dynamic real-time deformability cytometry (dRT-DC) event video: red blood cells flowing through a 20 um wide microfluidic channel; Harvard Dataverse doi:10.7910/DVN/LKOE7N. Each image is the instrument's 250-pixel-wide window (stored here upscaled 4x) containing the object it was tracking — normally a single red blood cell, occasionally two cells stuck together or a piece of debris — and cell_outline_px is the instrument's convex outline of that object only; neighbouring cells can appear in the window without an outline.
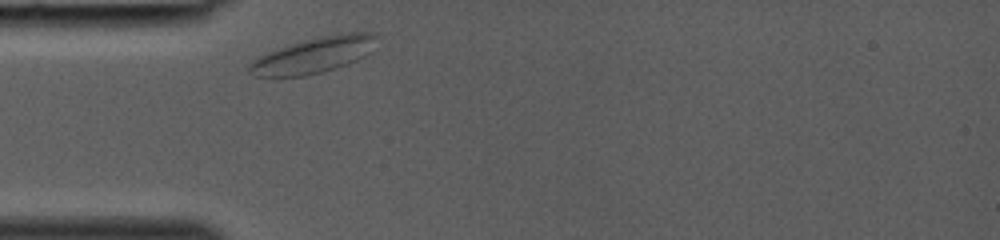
{"species": "common noctule bat (a hibernating species)", "species_latin": "Nyctalus noctula", "temperature_condition": "room temperature", "stored_images_in_passage": 24, "camera_frame_rate_fps": 3000, "um_per_image_px": 0.085, "animal": {"sex": "female", "body_mass_g": 19.0, "forearm_length_mm": 53.3}, "frame": {"image": 1, "passage_image": 1, "time_ms": 0.0, "image_size_px": [1000, 240], "cell_outline_px": [[376, 36], [368, 52], [364, 56], [356, 60], [336, 68], [304, 76], [272, 80], [256, 76], [248, 72], [248, 68], [260, 56], [268, 52], [304, 40], [320, 36], [348, 32], [372, 32]], "centroid_in_image_um": [26.59, 4.73], "position_along_channel_um": 58.4, "area_um2": 26.41}}
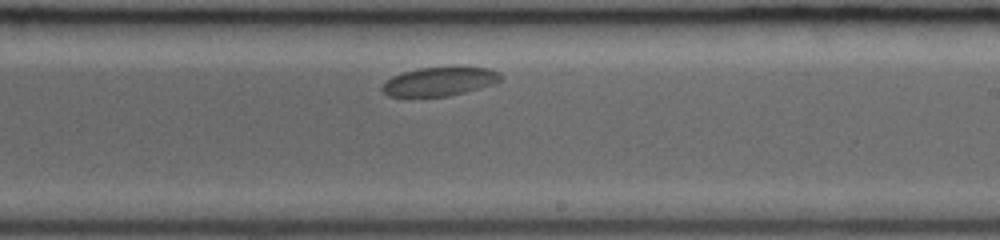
{"frame": {"image": 2, "passage_image": 14, "time_ms": 4.333, "image_size_px": [1000, 240], "cell_outline_px": [[504, 76], [496, 84], [448, 96], [388, 96], [380, 88], [384, 80], [392, 76], [404, 72], [420, 68], [460, 64], [488, 68], [500, 72]], "centroid_in_image_um": [37.42, 6.87], "position_along_channel_um": 251.6, "area_um2": 20.69}}
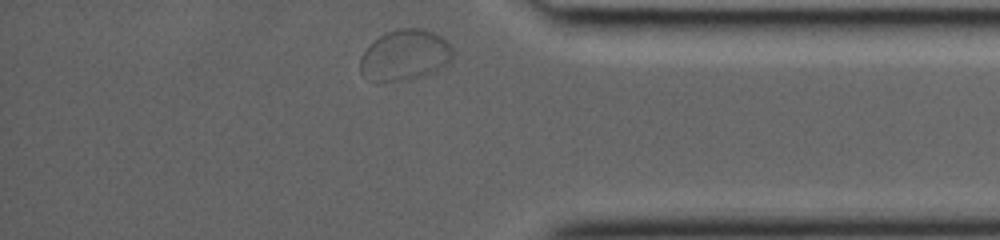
{"frame": {"image": 3, "passage_image": 24, "time_ms": 7.667, "image_size_px": [1000, 240], "cell_outline_px": [[452, 60], [436, 72], [400, 80], [380, 84], [376, 84], [360, 72], [360, 56], [368, 44], [380, 36], [388, 32], [400, 28], [420, 28], [432, 32], [440, 36], [452, 48]], "centroid_in_image_um": [34.37, 4.71], "position_along_channel_um": 400.8, "area_um2": 27.51}}